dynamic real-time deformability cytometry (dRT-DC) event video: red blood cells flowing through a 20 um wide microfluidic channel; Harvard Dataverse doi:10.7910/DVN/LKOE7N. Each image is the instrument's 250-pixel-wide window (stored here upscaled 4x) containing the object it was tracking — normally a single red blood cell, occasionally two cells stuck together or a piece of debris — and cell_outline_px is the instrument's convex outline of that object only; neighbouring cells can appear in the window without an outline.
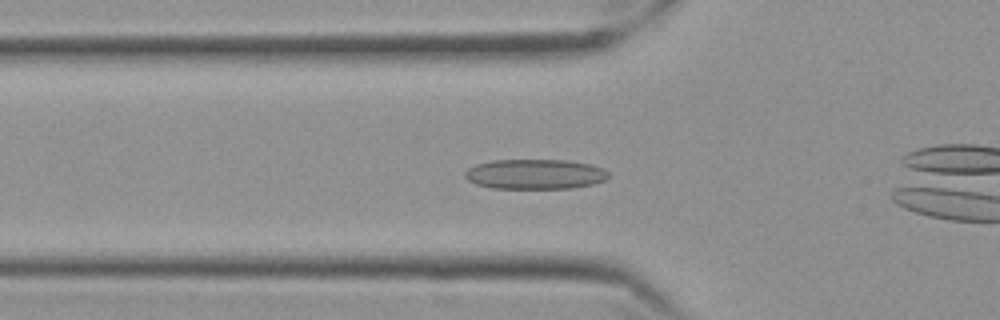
{"species": "Egyptian fruit bat (a non-hibernating species)", "species_latin": "Rousettus aegyptiacus", "temperature_condition": "cold", "stored_images_in_passage": 47, "camera_frame_rate_fps": 3000, "um_per_image_px": 0.085, "frame": {"image": 1, "passage_image": 8, "time_ms": 2.333, "image_size_px": [1000, 320], "cell_outline_px": [[608, 176], [604, 180], [592, 184], [572, 188], [492, 188], [476, 184], [468, 180], [464, 176], [464, 172], [468, 168], [476, 164], [492, 160], [564, 160], [592, 164], [608, 172]], "centroid_in_image_um": [45.44, 14.8], "position_along_channel_um": 80.4, "area_um2": 24.97}}
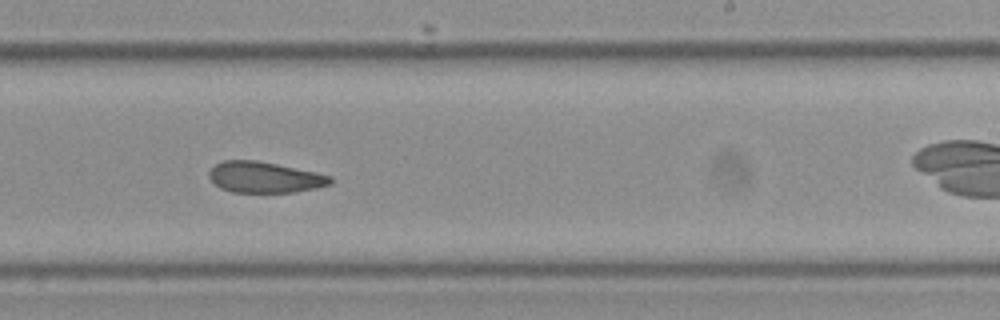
{"frame": {"image": 2, "passage_image": 24, "time_ms": 7.667, "image_size_px": [1000, 320], "cell_outline_px": [[332, 184], [316, 188], [292, 192], [232, 192], [220, 188], [208, 176], [208, 172], [216, 164], [224, 160], [256, 160], [316, 172], [332, 176]], "centroid_in_image_um": [22.5, 15.07], "position_along_channel_um": 266.5, "area_um2": 21.79}}
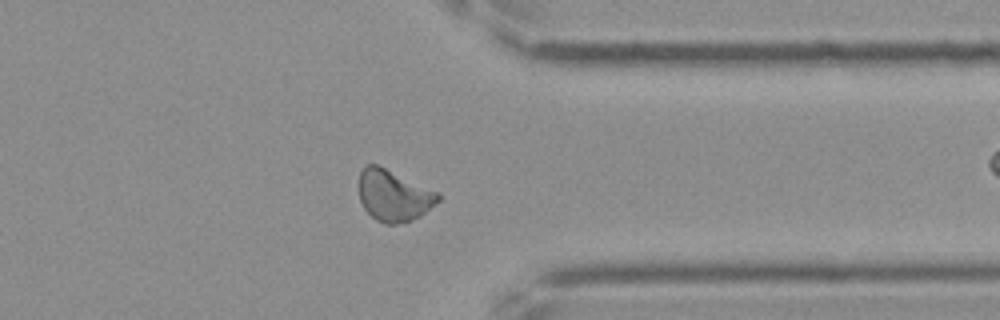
{"frame": {"image": 3, "passage_image": 34, "time_ms": 11.0, "image_size_px": [1000, 320], "cell_outline_px": [[440, 200], [420, 216], [412, 220], [396, 224], [384, 224], [376, 220], [364, 208], [360, 200], [360, 172], [368, 164], [376, 164], [440, 192]], "centroid_in_image_um": [33.49, 16.63], "position_along_channel_um": 377.9, "area_um2": 23.52}, "authors_computed_cell_mechanics": {"area_um2": 22.9466, "velocity_mm_per_s": 3.4732, "shape_relaxation_time_tau1_ms": null, "shape_relaxation_time_tau2_ms": 3.5901, "deformation_change_tau1": null, "deformation_change_tau2": 0.1064}}